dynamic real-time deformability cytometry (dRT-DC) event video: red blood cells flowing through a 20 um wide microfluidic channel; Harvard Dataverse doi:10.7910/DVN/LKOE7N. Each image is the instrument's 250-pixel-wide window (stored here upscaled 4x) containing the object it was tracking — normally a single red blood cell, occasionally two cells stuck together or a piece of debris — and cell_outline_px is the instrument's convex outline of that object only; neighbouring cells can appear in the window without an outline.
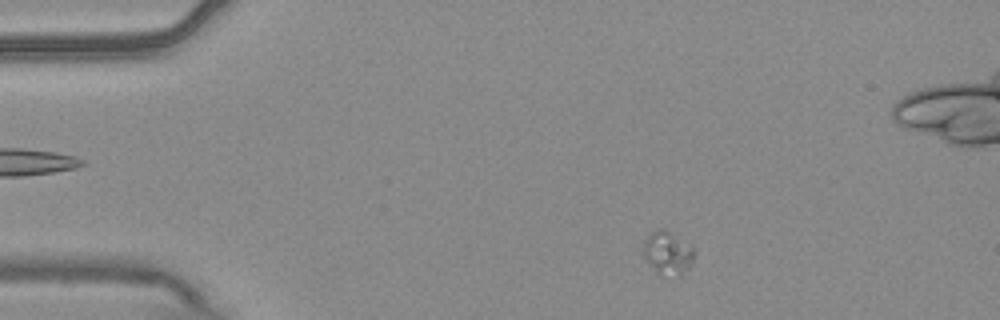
{"species": "common noctule bat (a hibernating species)", "species_latin": "Nyctalus noctula", "temperature_condition": "warm", "stored_images_in_passage": 3, "camera_frame_rate_fps": 3000, "um_per_image_px": 0.085, "animal": {"sex": "male", "body_mass_g": 20.4}, "frame": {"image": 1, "passage_image": 1, "time_ms": 0.0, "image_size_px": [1000, 320], "cell_outline_px": [[696, 252], [692, 264], [688, 268], [676, 276], [656, 272], [640, 252], [640, 248], [644, 240], [656, 228], [664, 228], [692, 244]], "centroid_in_image_um": [56.75, 21.44], "position_along_channel_um": 28.3, "area_um2": 13.18}}